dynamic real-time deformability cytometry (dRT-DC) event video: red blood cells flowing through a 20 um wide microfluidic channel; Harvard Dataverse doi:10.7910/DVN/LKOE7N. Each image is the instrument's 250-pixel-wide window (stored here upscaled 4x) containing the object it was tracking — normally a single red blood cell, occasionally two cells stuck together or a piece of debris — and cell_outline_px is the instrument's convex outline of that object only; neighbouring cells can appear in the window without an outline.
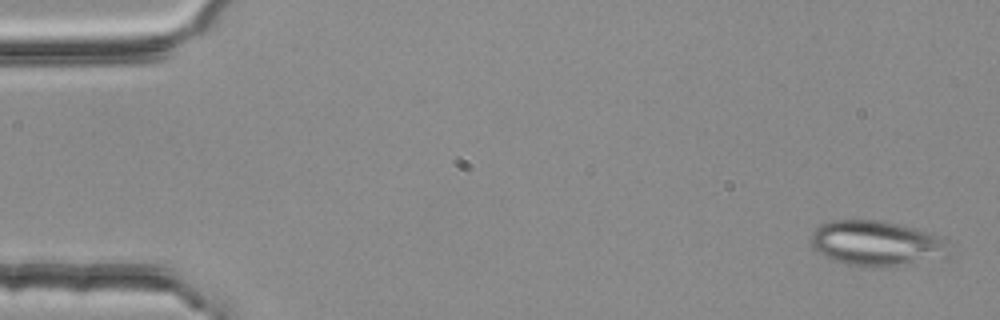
{"species": "common noctule bat (a hibernating species)", "species_latin": "Nyctalus noctula", "temperature_condition": "room temperature", "stored_images_in_passage": 3, "camera_frame_rate_fps": 3000, "um_per_image_px": 0.085, "animal": {"sex": "female", "body_mass_g": 25.1}, "frame": {"image": 1, "passage_image": 1, "time_ms": 0.0, "image_size_px": [1000, 320], "cell_outline_px": [[948, 256], [884, 268], [868, 268], [848, 264], [832, 260], [824, 256], [812, 244], [812, 232], [820, 224], [832, 220], [884, 220], [928, 232], [940, 236], [948, 240]], "centroid_in_image_um": [74.51, 20.69], "position_along_channel_um": 10.5, "area_um2": 36.47}}